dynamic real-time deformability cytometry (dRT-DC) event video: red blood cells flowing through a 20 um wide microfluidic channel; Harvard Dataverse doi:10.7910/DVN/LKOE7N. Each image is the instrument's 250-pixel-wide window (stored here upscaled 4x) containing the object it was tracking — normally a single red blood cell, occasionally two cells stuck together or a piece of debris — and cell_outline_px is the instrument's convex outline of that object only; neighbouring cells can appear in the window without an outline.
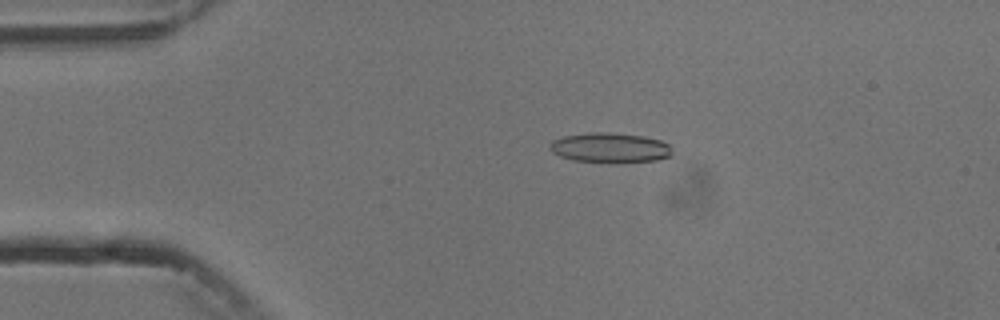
{"species": "common noctule bat (a hibernating species)", "species_latin": "Nyctalus noctula", "temperature_condition": "cold", "stored_images_in_passage": 6, "camera_frame_rate_fps": 3000, "um_per_image_px": 0.085, "animal": {"sex": "male", "body_mass_g": 13.3}, "frame": {"image": 1, "passage_image": 3, "time_ms": 3.333, "image_size_px": [1000, 320], "cell_outline_px": [[672, 156], [656, 160], [624, 164], [608, 164], [572, 160], [560, 156], [552, 152], [552, 140], [564, 136], [592, 132], [608, 132], [644, 136], [660, 140], [668, 144], [672, 152]], "centroid_in_image_um": [51.89, 12.59], "position_along_channel_um": 33.1, "area_um2": 21.79}}
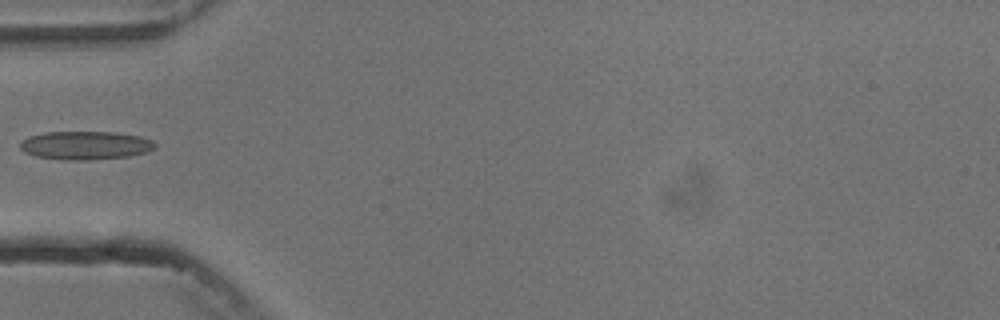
{"frame": {"image": 2, "passage_image": 5, "time_ms": 5.667, "image_size_px": [1000, 320], "cell_outline_px": [[156, 148], [148, 152], [128, 156], [88, 160], [64, 160], [36, 156], [24, 152], [20, 148], [20, 140], [28, 136], [44, 132], [112, 132], [140, 136], [152, 140], [156, 144]], "centroid_in_image_um": [7.25, 12.35], "position_along_channel_um": 77.8, "area_um2": 22.48}}
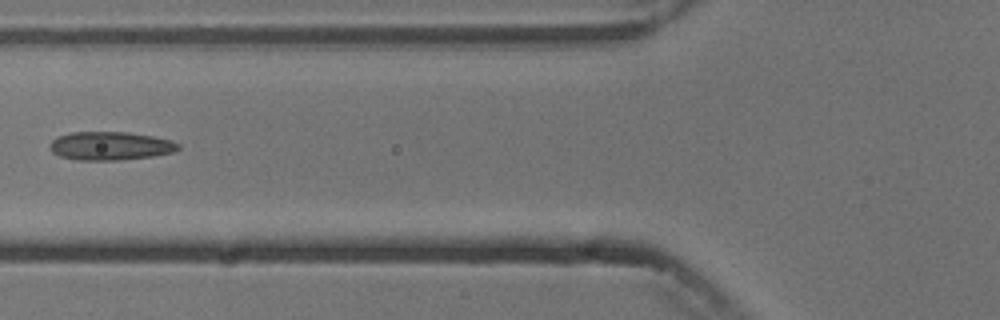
{"frame": {"image": 3, "passage_image": 6, "time_ms": 6.667, "image_size_px": [1000, 320], "cell_outline_px": [[180, 148], [172, 152], [152, 156], [116, 160], [76, 160], [60, 156], [52, 152], [48, 148], [52, 140], [60, 136], [72, 132], [128, 132], [152, 136], [172, 140], [180, 144]], "centroid_in_image_um": [9.37, 12.4], "position_along_channel_um": 116.4, "area_um2": 21.21}}